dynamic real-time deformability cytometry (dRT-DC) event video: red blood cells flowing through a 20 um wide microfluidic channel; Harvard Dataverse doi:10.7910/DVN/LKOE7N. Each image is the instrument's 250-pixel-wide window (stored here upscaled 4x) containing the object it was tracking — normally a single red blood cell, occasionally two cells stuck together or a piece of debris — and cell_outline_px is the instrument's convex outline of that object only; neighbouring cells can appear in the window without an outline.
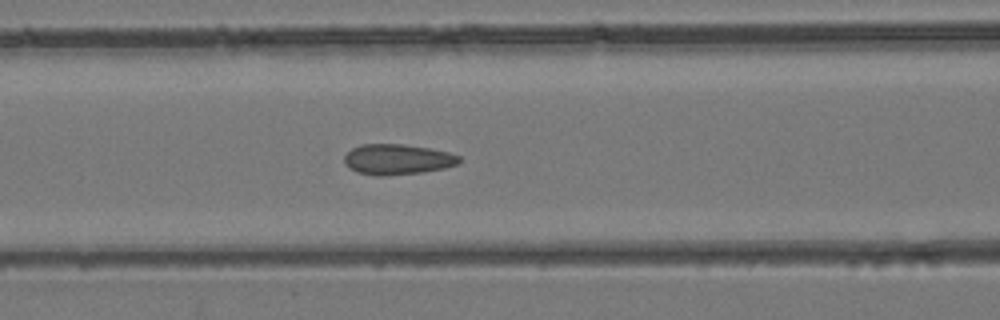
{"species": "common noctule bat (a hibernating species)", "species_latin": "Nyctalus noctula", "temperature_condition": "room temperature", "stored_images_in_passage": 43, "camera_frame_rate_fps": 3000, "um_per_image_px": 0.085, "animal": {"sex": "female", "body_mass_g": 24.6, "forearm_length_mm": 56.2}, "frame": {"image": 1, "passage_image": 18, "time_ms": 5.667, "image_size_px": [1000, 320], "cell_outline_px": [[460, 160], [456, 164], [444, 168], [420, 172], [384, 176], [376, 176], [356, 172], [348, 168], [344, 164], [344, 156], [352, 148], [360, 144], [404, 144], [428, 148], [448, 152], [460, 156]], "centroid_in_image_um": [33.72, 13.55], "position_along_channel_um": 132.9, "area_um2": 20.4}}
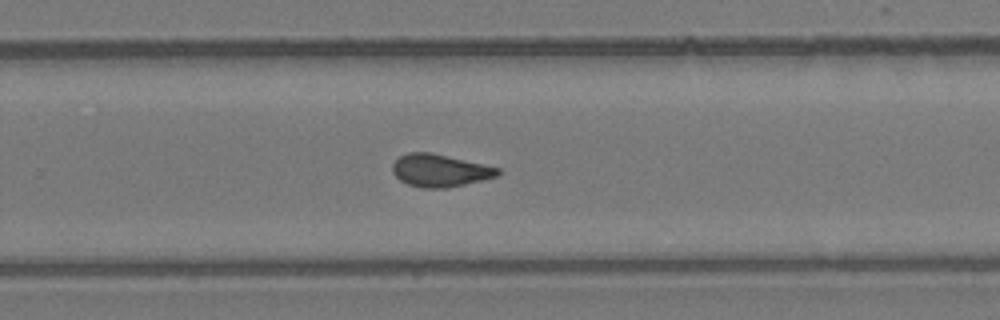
{"frame": {"image": 2, "passage_image": 28, "time_ms": 9.0, "image_size_px": [1000, 320], "cell_outline_px": [[500, 176], [448, 188], [420, 188], [408, 184], [400, 180], [392, 172], [392, 164], [400, 156], [408, 152], [432, 152], [500, 168]], "centroid_in_image_um": [37.4, 14.49], "position_along_channel_um": 292.4, "area_um2": 20.11}}
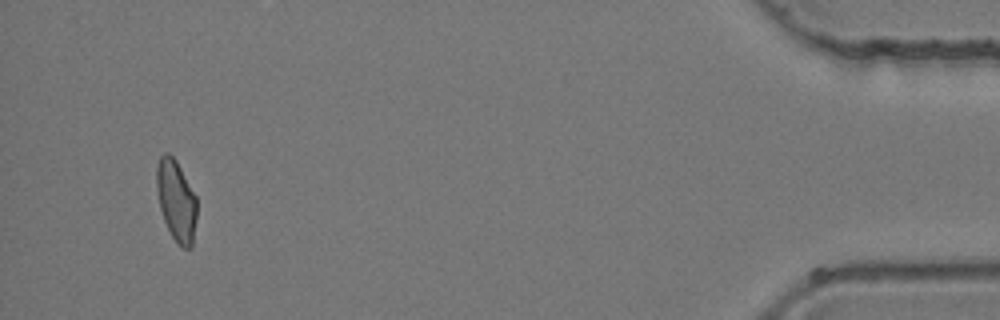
{"frame": {"image": 3, "passage_image": 41, "time_ms": 13.333, "image_size_px": [1000, 320], "cell_outline_px": [[196, 220], [192, 248], [184, 248], [172, 236], [164, 220], [160, 208], [156, 188], [156, 168], [160, 156], [164, 152], [168, 152], [176, 160], [196, 196]], "centroid_in_image_um": [14.97, 17.02], "position_along_channel_um": 420.2, "area_um2": 18.9}}